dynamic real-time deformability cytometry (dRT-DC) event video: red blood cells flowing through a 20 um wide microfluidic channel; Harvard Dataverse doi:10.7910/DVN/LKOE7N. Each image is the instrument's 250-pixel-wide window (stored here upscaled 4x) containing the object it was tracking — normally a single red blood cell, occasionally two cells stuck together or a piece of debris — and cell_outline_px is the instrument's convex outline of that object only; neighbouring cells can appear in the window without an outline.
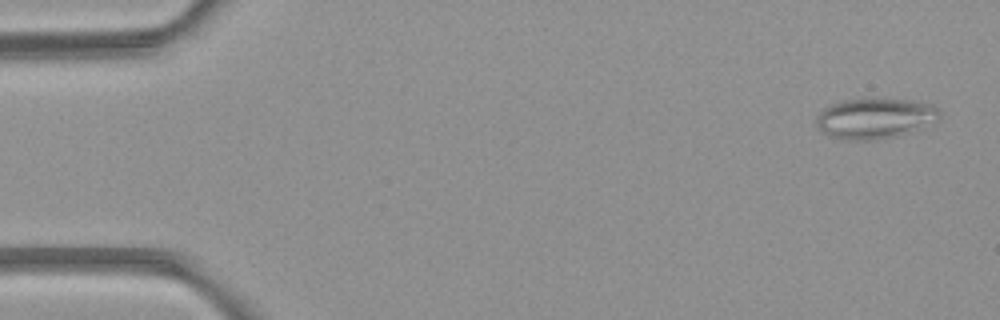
{"species": "common noctule bat (a hibernating species)", "species_latin": "Nyctalus noctula", "temperature_condition": "room temperature", "stored_images_in_passage": 4, "camera_frame_rate_fps": 3000, "um_per_image_px": 0.085, "animal": {"sex": "female", "body_mass_g": 21.9}, "frame": {"image": 1, "passage_image": 1, "time_ms": 0.0, "image_size_px": [1000, 320], "cell_outline_px": [[940, 116], [896, 136], [872, 140], [844, 140], [832, 136], [824, 132], [816, 124], [816, 120], [820, 112], [824, 108], [832, 104], [844, 100], [860, 96], [872, 96], [912, 100], [932, 104], [940, 108]], "centroid_in_image_um": [74.31, 9.99], "position_along_channel_um": 10.7, "area_um2": 29.07}}